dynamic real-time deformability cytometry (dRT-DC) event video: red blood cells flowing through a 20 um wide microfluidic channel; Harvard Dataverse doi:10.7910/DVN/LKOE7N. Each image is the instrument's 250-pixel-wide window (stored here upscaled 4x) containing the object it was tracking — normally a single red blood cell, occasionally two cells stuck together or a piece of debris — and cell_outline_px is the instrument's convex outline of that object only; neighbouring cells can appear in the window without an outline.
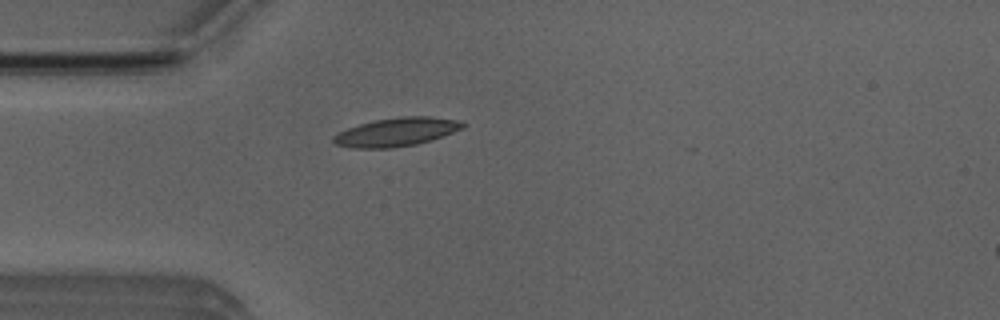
{"species": "Egyptian fruit bat (a non-hibernating species)", "species_latin": "Rousettus aegyptiacus", "temperature_condition": "room temperature", "stored_images_in_passage": 40, "camera_frame_rate_fps": 3000, "um_per_image_px": 0.085, "animal": {"sex": "male"}, "frame": {"image": 1, "passage_image": 2, "time_ms": 0.333, "image_size_px": [1000, 320], "cell_outline_px": [[464, 128], [432, 140], [416, 144], [392, 148], [352, 148], [336, 144], [332, 140], [332, 136], [348, 128], [372, 120], [400, 116], [432, 116], [456, 120], [464, 124]], "centroid_in_image_um": [33.69, 11.22], "position_along_channel_um": 51.3, "area_um2": 21.5}}
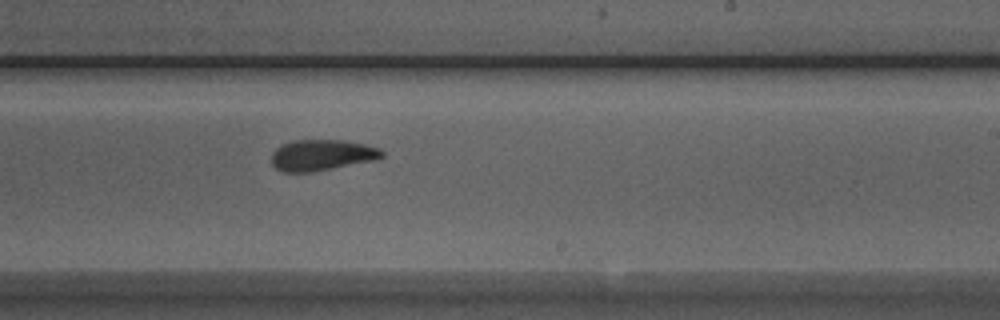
{"frame": {"image": 2, "passage_image": 19, "time_ms": 6.0, "image_size_px": [1000, 320], "cell_outline_px": [[384, 156], [376, 160], [312, 172], [284, 172], [276, 168], [272, 164], [272, 152], [280, 144], [292, 140], [344, 140], [364, 144], [380, 148], [384, 152]], "centroid_in_image_um": [27.35, 13.17], "position_along_channel_um": 261.6, "area_um2": 20.11}}
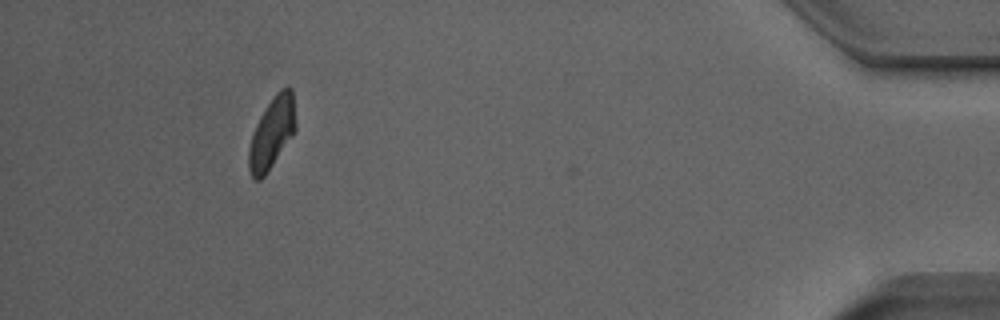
{"frame": {"image": 3, "passage_image": 36, "time_ms": 11.667, "image_size_px": [1000, 320], "cell_outline_px": [[296, 128], [292, 136], [264, 176], [260, 180], [252, 180], [248, 168], [248, 148], [256, 124], [260, 116], [276, 92], [280, 88], [288, 84], [292, 88], [296, 124]], "centroid_in_image_um": [23.11, 11.28], "position_along_channel_um": 412.1, "area_um2": 19.48}, "authors_computed_cell_mechanics": {"area_um2": 20.2011, "velocity_mm_per_s": 3.8547, "shape_relaxation_time_tau1_ms": 3.3946, "shape_relaxation_time_tau2_ms": 2.1508, "deformation_change_tau1": 0.1446, "deformation_change_tau2": 0.0914}}